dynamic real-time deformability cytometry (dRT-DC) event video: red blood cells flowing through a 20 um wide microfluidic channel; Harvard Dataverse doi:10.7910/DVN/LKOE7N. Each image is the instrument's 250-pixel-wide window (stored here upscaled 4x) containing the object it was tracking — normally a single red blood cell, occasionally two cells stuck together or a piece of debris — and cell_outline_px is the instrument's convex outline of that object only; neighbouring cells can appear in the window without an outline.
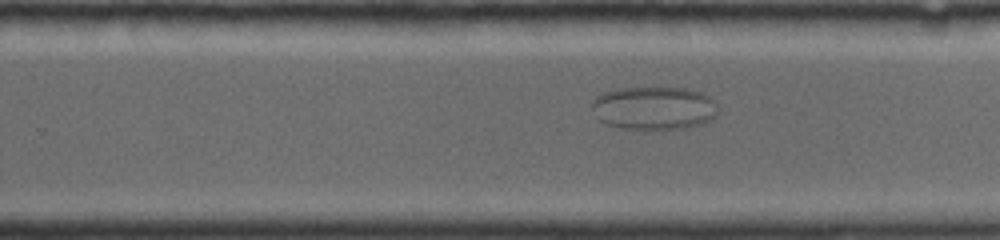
{"species": "common noctule bat (a hibernating species)", "species_latin": "Nyctalus noctula", "temperature_condition": "room temperature", "stored_images_in_passage": 43, "camera_frame_rate_fps": 4000, "um_per_image_px": 0.085, "animal": {"sex": "female", "body_mass_g": 19.0, "forearm_length_mm": 56.7}, "frame": {"image": 1, "passage_image": 28, "time_ms": 9.0, "image_size_px": [1000, 240], "cell_outline_px": [[716, 116], [700, 124], [684, 128], [624, 128], [608, 124], [600, 120], [592, 108], [592, 100], [596, 96], [604, 92], [620, 88], [684, 88], [700, 92], [708, 96], [716, 104]], "centroid_in_image_um": [55.57, 9.17], "position_along_channel_um": 274.2, "area_um2": 31.15}}